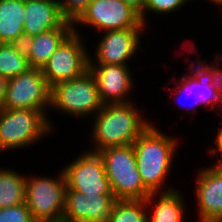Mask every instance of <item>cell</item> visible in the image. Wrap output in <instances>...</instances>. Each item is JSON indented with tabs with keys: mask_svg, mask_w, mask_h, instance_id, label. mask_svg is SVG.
<instances>
[{
	"mask_svg": "<svg viewBox=\"0 0 222 222\" xmlns=\"http://www.w3.org/2000/svg\"><path fill=\"white\" fill-rule=\"evenodd\" d=\"M216 54V60H213V64L210 61L207 62L206 59L202 61L201 57H197L196 55L195 58H197L199 61H193L190 59L191 62L189 60L187 62L188 65H186V67L189 69H186L185 73L181 75V79H176V76H174L168 82V84H166L169 85L170 83V86L175 84L172 86L174 88L166 86V88H169L168 91H170L168 93L169 96L174 97L173 103L177 104L178 99L182 101L184 95L185 97L186 95L188 96L192 107L189 106L187 108L184 106L185 104H182L183 102H179V107L184 106L187 108V113H195L193 110H195L197 106L201 108V105L205 107L203 110L212 109L213 107L216 115L217 112H222V68L220 67L222 62V53L220 52Z\"/></svg>",
	"mask_w": 222,
	"mask_h": 222,
	"instance_id": "2",
	"label": "cell"
},
{
	"mask_svg": "<svg viewBox=\"0 0 222 222\" xmlns=\"http://www.w3.org/2000/svg\"><path fill=\"white\" fill-rule=\"evenodd\" d=\"M182 195L179 189L151 193L145 199L147 222H185L187 203Z\"/></svg>",
	"mask_w": 222,
	"mask_h": 222,
	"instance_id": "17",
	"label": "cell"
},
{
	"mask_svg": "<svg viewBox=\"0 0 222 222\" xmlns=\"http://www.w3.org/2000/svg\"><path fill=\"white\" fill-rule=\"evenodd\" d=\"M0 222H35L27 204L0 209Z\"/></svg>",
	"mask_w": 222,
	"mask_h": 222,
	"instance_id": "24",
	"label": "cell"
},
{
	"mask_svg": "<svg viewBox=\"0 0 222 222\" xmlns=\"http://www.w3.org/2000/svg\"><path fill=\"white\" fill-rule=\"evenodd\" d=\"M214 222H222V213L219 215V217Z\"/></svg>",
	"mask_w": 222,
	"mask_h": 222,
	"instance_id": "30",
	"label": "cell"
},
{
	"mask_svg": "<svg viewBox=\"0 0 222 222\" xmlns=\"http://www.w3.org/2000/svg\"><path fill=\"white\" fill-rule=\"evenodd\" d=\"M50 176L26 174L25 203L35 222H62L66 179L62 169Z\"/></svg>",
	"mask_w": 222,
	"mask_h": 222,
	"instance_id": "7",
	"label": "cell"
},
{
	"mask_svg": "<svg viewBox=\"0 0 222 222\" xmlns=\"http://www.w3.org/2000/svg\"><path fill=\"white\" fill-rule=\"evenodd\" d=\"M88 149L62 167L66 189L84 193L86 196L112 194L102 156L99 152Z\"/></svg>",
	"mask_w": 222,
	"mask_h": 222,
	"instance_id": "11",
	"label": "cell"
},
{
	"mask_svg": "<svg viewBox=\"0 0 222 222\" xmlns=\"http://www.w3.org/2000/svg\"><path fill=\"white\" fill-rule=\"evenodd\" d=\"M144 31L146 32V28L101 32L102 36L97 40L99 43L93 46L94 57L89 53V64L128 65L133 57L139 56L136 53L143 49L140 44Z\"/></svg>",
	"mask_w": 222,
	"mask_h": 222,
	"instance_id": "12",
	"label": "cell"
},
{
	"mask_svg": "<svg viewBox=\"0 0 222 222\" xmlns=\"http://www.w3.org/2000/svg\"><path fill=\"white\" fill-rule=\"evenodd\" d=\"M201 167L194 187L198 221L214 222L222 213V167Z\"/></svg>",
	"mask_w": 222,
	"mask_h": 222,
	"instance_id": "15",
	"label": "cell"
},
{
	"mask_svg": "<svg viewBox=\"0 0 222 222\" xmlns=\"http://www.w3.org/2000/svg\"><path fill=\"white\" fill-rule=\"evenodd\" d=\"M154 124H151L132 146L144 186L151 193L168 192L176 189L171 184L168 186L165 181L170 176V169L181 142L175 136L162 132Z\"/></svg>",
	"mask_w": 222,
	"mask_h": 222,
	"instance_id": "1",
	"label": "cell"
},
{
	"mask_svg": "<svg viewBox=\"0 0 222 222\" xmlns=\"http://www.w3.org/2000/svg\"><path fill=\"white\" fill-rule=\"evenodd\" d=\"M135 102L105 104L92 117V138H89L90 147L93 148L90 151L99 152L108 147L133 144L153 123L151 119L145 118L144 111Z\"/></svg>",
	"mask_w": 222,
	"mask_h": 222,
	"instance_id": "3",
	"label": "cell"
},
{
	"mask_svg": "<svg viewBox=\"0 0 222 222\" xmlns=\"http://www.w3.org/2000/svg\"><path fill=\"white\" fill-rule=\"evenodd\" d=\"M26 174L0 167V209L25 202Z\"/></svg>",
	"mask_w": 222,
	"mask_h": 222,
	"instance_id": "20",
	"label": "cell"
},
{
	"mask_svg": "<svg viewBox=\"0 0 222 222\" xmlns=\"http://www.w3.org/2000/svg\"><path fill=\"white\" fill-rule=\"evenodd\" d=\"M74 31V28H56L24 40V49L30 67L43 68L51 55Z\"/></svg>",
	"mask_w": 222,
	"mask_h": 222,
	"instance_id": "18",
	"label": "cell"
},
{
	"mask_svg": "<svg viewBox=\"0 0 222 222\" xmlns=\"http://www.w3.org/2000/svg\"><path fill=\"white\" fill-rule=\"evenodd\" d=\"M128 6L135 10L140 16L144 13L146 0H123Z\"/></svg>",
	"mask_w": 222,
	"mask_h": 222,
	"instance_id": "27",
	"label": "cell"
},
{
	"mask_svg": "<svg viewBox=\"0 0 222 222\" xmlns=\"http://www.w3.org/2000/svg\"><path fill=\"white\" fill-rule=\"evenodd\" d=\"M82 31L74 28L43 66L42 72L50 87L58 82L78 78L89 70L90 52Z\"/></svg>",
	"mask_w": 222,
	"mask_h": 222,
	"instance_id": "8",
	"label": "cell"
},
{
	"mask_svg": "<svg viewBox=\"0 0 222 222\" xmlns=\"http://www.w3.org/2000/svg\"><path fill=\"white\" fill-rule=\"evenodd\" d=\"M78 26L94 28L97 33L130 28L148 29L140 15L123 0H92L73 22L74 28Z\"/></svg>",
	"mask_w": 222,
	"mask_h": 222,
	"instance_id": "9",
	"label": "cell"
},
{
	"mask_svg": "<svg viewBox=\"0 0 222 222\" xmlns=\"http://www.w3.org/2000/svg\"><path fill=\"white\" fill-rule=\"evenodd\" d=\"M8 80H9L8 78L0 75V109L2 108L5 99Z\"/></svg>",
	"mask_w": 222,
	"mask_h": 222,
	"instance_id": "28",
	"label": "cell"
},
{
	"mask_svg": "<svg viewBox=\"0 0 222 222\" xmlns=\"http://www.w3.org/2000/svg\"><path fill=\"white\" fill-rule=\"evenodd\" d=\"M50 119V116L40 110L1 108L0 152L27 149L35 146L45 136L48 138L55 130Z\"/></svg>",
	"mask_w": 222,
	"mask_h": 222,
	"instance_id": "4",
	"label": "cell"
},
{
	"mask_svg": "<svg viewBox=\"0 0 222 222\" xmlns=\"http://www.w3.org/2000/svg\"><path fill=\"white\" fill-rule=\"evenodd\" d=\"M24 40L56 28H74L62 14L57 0H25Z\"/></svg>",
	"mask_w": 222,
	"mask_h": 222,
	"instance_id": "16",
	"label": "cell"
},
{
	"mask_svg": "<svg viewBox=\"0 0 222 222\" xmlns=\"http://www.w3.org/2000/svg\"><path fill=\"white\" fill-rule=\"evenodd\" d=\"M145 200H116L108 222H147Z\"/></svg>",
	"mask_w": 222,
	"mask_h": 222,
	"instance_id": "22",
	"label": "cell"
},
{
	"mask_svg": "<svg viewBox=\"0 0 222 222\" xmlns=\"http://www.w3.org/2000/svg\"><path fill=\"white\" fill-rule=\"evenodd\" d=\"M116 200L113 194L86 196L66 189L62 222H108Z\"/></svg>",
	"mask_w": 222,
	"mask_h": 222,
	"instance_id": "14",
	"label": "cell"
},
{
	"mask_svg": "<svg viewBox=\"0 0 222 222\" xmlns=\"http://www.w3.org/2000/svg\"><path fill=\"white\" fill-rule=\"evenodd\" d=\"M131 65L89 64L104 104L129 103L135 85ZM130 68V69H129Z\"/></svg>",
	"mask_w": 222,
	"mask_h": 222,
	"instance_id": "13",
	"label": "cell"
},
{
	"mask_svg": "<svg viewBox=\"0 0 222 222\" xmlns=\"http://www.w3.org/2000/svg\"><path fill=\"white\" fill-rule=\"evenodd\" d=\"M114 198L117 200H145L151 192L139 174L132 144L108 147L101 151Z\"/></svg>",
	"mask_w": 222,
	"mask_h": 222,
	"instance_id": "6",
	"label": "cell"
},
{
	"mask_svg": "<svg viewBox=\"0 0 222 222\" xmlns=\"http://www.w3.org/2000/svg\"><path fill=\"white\" fill-rule=\"evenodd\" d=\"M30 67L22 44L0 43V75L8 79L26 72Z\"/></svg>",
	"mask_w": 222,
	"mask_h": 222,
	"instance_id": "21",
	"label": "cell"
},
{
	"mask_svg": "<svg viewBox=\"0 0 222 222\" xmlns=\"http://www.w3.org/2000/svg\"><path fill=\"white\" fill-rule=\"evenodd\" d=\"M218 129L219 130H216L218 132L215 135V137H214L215 139L213 141L215 145L214 146L212 144H211V146L208 145L209 148H208L207 152H208V155L211 156V159L213 156H214L213 158L216 159L215 163L212 166L222 167V123H221L220 127L218 126ZM218 154H219V156H218ZM220 157H221V159H220Z\"/></svg>",
	"mask_w": 222,
	"mask_h": 222,
	"instance_id": "26",
	"label": "cell"
},
{
	"mask_svg": "<svg viewBox=\"0 0 222 222\" xmlns=\"http://www.w3.org/2000/svg\"><path fill=\"white\" fill-rule=\"evenodd\" d=\"M25 0H0V43L24 44Z\"/></svg>",
	"mask_w": 222,
	"mask_h": 222,
	"instance_id": "19",
	"label": "cell"
},
{
	"mask_svg": "<svg viewBox=\"0 0 222 222\" xmlns=\"http://www.w3.org/2000/svg\"><path fill=\"white\" fill-rule=\"evenodd\" d=\"M218 7L221 9L222 8V2L218 5Z\"/></svg>",
	"mask_w": 222,
	"mask_h": 222,
	"instance_id": "31",
	"label": "cell"
},
{
	"mask_svg": "<svg viewBox=\"0 0 222 222\" xmlns=\"http://www.w3.org/2000/svg\"><path fill=\"white\" fill-rule=\"evenodd\" d=\"M104 105L96 80L89 70L78 78L58 82L51 87L49 111L56 110V113L69 115L72 119H91Z\"/></svg>",
	"mask_w": 222,
	"mask_h": 222,
	"instance_id": "5",
	"label": "cell"
},
{
	"mask_svg": "<svg viewBox=\"0 0 222 222\" xmlns=\"http://www.w3.org/2000/svg\"><path fill=\"white\" fill-rule=\"evenodd\" d=\"M63 16L74 22L92 0H57Z\"/></svg>",
	"mask_w": 222,
	"mask_h": 222,
	"instance_id": "25",
	"label": "cell"
},
{
	"mask_svg": "<svg viewBox=\"0 0 222 222\" xmlns=\"http://www.w3.org/2000/svg\"><path fill=\"white\" fill-rule=\"evenodd\" d=\"M192 0H146L144 13L140 16L142 23L149 27L147 24L149 22V14L156 15H172L175 11H181L187 6ZM188 3V4H187ZM149 13V14H148ZM148 14V15H147Z\"/></svg>",
	"mask_w": 222,
	"mask_h": 222,
	"instance_id": "23",
	"label": "cell"
},
{
	"mask_svg": "<svg viewBox=\"0 0 222 222\" xmlns=\"http://www.w3.org/2000/svg\"><path fill=\"white\" fill-rule=\"evenodd\" d=\"M210 2H211V5L213 4V5L218 6L222 2V0H210L209 3Z\"/></svg>",
	"mask_w": 222,
	"mask_h": 222,
	"instance_id": "29",
	"label": "cell"
},
{
	"mask_svg": "<svg viewBox=\"0 0 222 222\" xmlns=\"http://www.w3.org/2000/svg\"><path fill=\"white\" fill-rule=\"evenodd\" d=\"M51 87L41 68H29L8 80L3 109L40 110L48 116ZM47 111V112H46Z\"/></svg>",
	"mask_w": 222,
	"mask_h": 222,
	"instance_id": "10",
	"label": "cell"
}]
</instances>
